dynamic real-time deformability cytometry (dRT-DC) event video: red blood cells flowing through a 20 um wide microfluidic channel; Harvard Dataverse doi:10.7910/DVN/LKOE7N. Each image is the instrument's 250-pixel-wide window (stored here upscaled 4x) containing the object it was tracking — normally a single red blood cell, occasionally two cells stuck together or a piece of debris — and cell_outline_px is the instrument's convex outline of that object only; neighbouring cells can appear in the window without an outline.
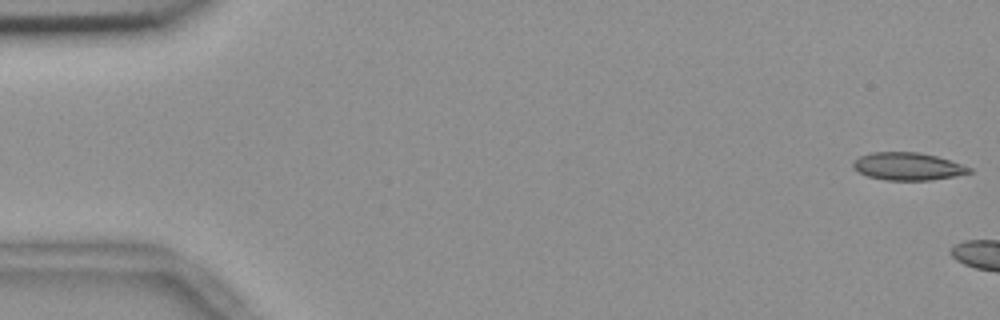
{"species": "common noctule bat (a hibernating species)", "species_latin": "Nyctalus noctula", "temperature_condition": "room temperature", "stored_images_in_passage": 5, "camera_frame_rate_fps": 3000, "um_per_image_px": 0.085, "animal": {"sex": "female", "body_mass_g": 18.4}, "frame": {"image": 1, "passage_image": 1, "time_ms": 0.0, "image_size_px": [1000, 320], "cell_outline_px": [[972, 172], [952, 176], [928, 180], [884, 180], [868, 176], [852, 168], [852, 160], [860, 156], [872, 152], [920, 152], [936, 156], [972, 168]], "centroid_in_image_um": [77.1, 14.13], "position_along_channel_um": 7.9, "area_um2": 18.55}}